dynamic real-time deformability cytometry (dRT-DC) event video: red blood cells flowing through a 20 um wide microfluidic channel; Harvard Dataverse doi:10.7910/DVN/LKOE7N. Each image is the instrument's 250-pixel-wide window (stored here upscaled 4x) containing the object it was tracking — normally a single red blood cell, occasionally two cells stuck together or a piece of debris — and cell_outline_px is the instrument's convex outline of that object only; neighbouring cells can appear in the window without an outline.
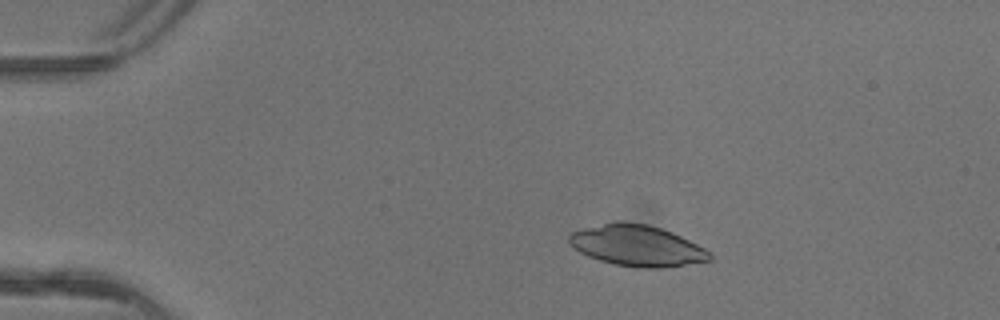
{"species": "common noctule bat (a hibernating species)", "species_latin": "Nyctalus noctula", "temperature_condition": "warm", "stored_images_in_passage": 4, "camera_frame_rate_fps": 3000, "um_per_image_px": 0.085, "animal": {"sex": "female"}, "frame": {"image": 1, "passage_image": 3, "time_ms": 0.667, "image_size_px": [1000, 320], "cell_outline_px": [[712, 260], [668, 268], [640, 268], [612, 264], [588, 256], [580, 252], [568, 240], [568, 236], [572, 232], [584, 228], [620, 220], [648, 224], [672, 232], [712, 252]], "centroid_in_image_um": [54.18, 20.89], "position_along_channel_um": 30.8, "area_um2": 33.7}}